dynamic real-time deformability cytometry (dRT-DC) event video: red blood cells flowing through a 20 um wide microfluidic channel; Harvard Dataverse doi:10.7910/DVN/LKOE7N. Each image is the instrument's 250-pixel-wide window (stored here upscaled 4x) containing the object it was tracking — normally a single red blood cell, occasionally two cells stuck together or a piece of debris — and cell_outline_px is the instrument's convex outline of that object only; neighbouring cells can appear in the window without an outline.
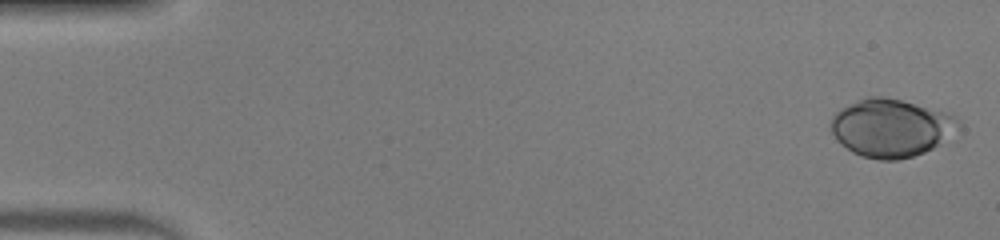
{"species": "human", "species_latin": "Homo sapiens", "temperature_condition": "warm", "stored_images_in_passage": 51, "camera_frame_rate_fps": 3000, "um_per_image_px": 0.085, "donor": {"sex": "male"}, "frame": {"image": 1, "passage_image": 2, "time_ms": 0.333, "image_size_px": [1000, 240], "cell_outline_px": [[960, 124], [932, 148], [924, 152], [900, 160], [880, 160], [860, 156], [852, 152], [840, 144], [836, 140], [832, 132], [832, 116], [840, 108], [868, 96], [880, 96], [900, 100], [944, 112], [952, 116]], "centroid_in_image_um": [75.64, 10.88], "position_along_channel_um": 9.4, "area_um2": 42.14}}
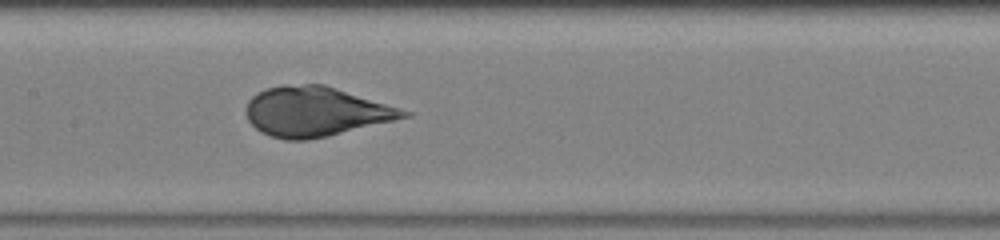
{"frame": {"image": 2, "passage_image": 26, "time_ms": 8.333, "image_size_px": [1000, 240], "cell_outline_px": [[412, 116], [328, 136], [308, 140], [284, 140], [260, 132], [248, 120], [244, 112], [244, 108], [248, 100], [256, 92], [264, 88], [280, 84], [324, 84], [412, 112]], "centroid_in_image_um": [26.77, 9.48], "position_along_channel_um": 180.6, "area_um2": 45.84}}
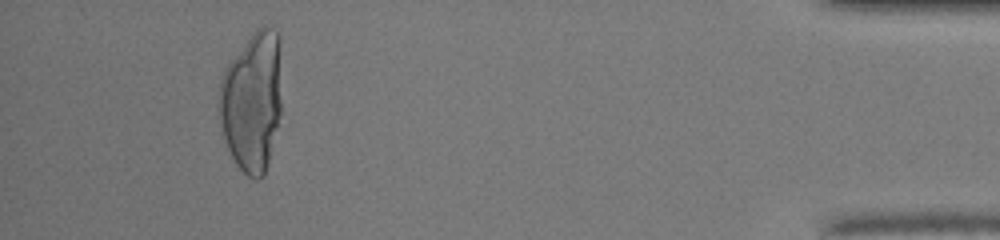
{"frame": {"image": 3, "passage_image": 48, "time_ms": 15.667, "image_size_px": [1000, 240], "cell_outline_px": [[280, 116], [268, 164], [264, 176], [256, 180], [248, 176], [236, 164], [228, 148], [216, 116], [216, 104], [220, 80], [224, 68], [256, 28], [264, 24], [272, 28], [280, 36]], "centroid_in_image_um": [21.39, 8.6], "position_along_channel_um": 413.8, "area_um2": 52.08}, "authors_computed_cell_mechanics": {"area_um2": 45.1996, "velocity_mm_per_s": 4.051, "shape_relaxation_time_tau1_ms": 6.8392, "shape_relaxation_time_tau2_ms": null, "deformation_change_tau1": 0.3674, "deformation_change_tau2": null}}